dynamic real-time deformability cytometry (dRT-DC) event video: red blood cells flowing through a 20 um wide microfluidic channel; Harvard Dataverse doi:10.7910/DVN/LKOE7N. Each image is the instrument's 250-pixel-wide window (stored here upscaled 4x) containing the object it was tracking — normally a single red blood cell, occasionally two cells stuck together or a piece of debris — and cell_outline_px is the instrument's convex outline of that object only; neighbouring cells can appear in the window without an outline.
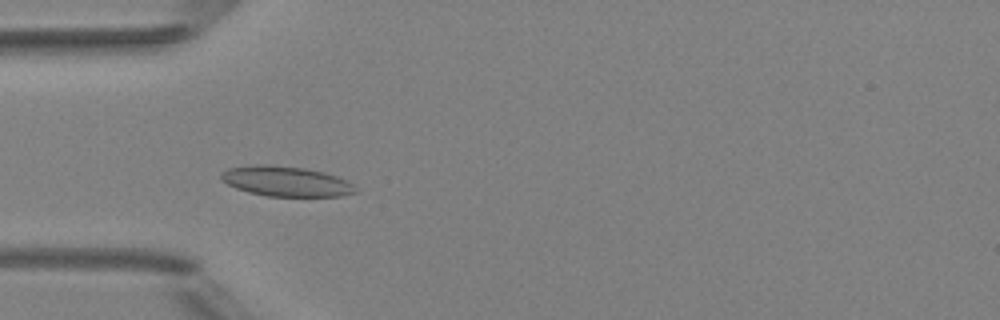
{"species": "Egyptian fruit bat (a non-hibernating species)", "species_latin": "Rousettus aegyptiacus", "temperature_condition": "room temperature", "stored_images_in_passage": 5, "camera_frame_rate_fps": 3000, "um_per_image_px": 0.085, "animal": {"sex": "female"}, "frame": {"image": 1, "passage_image": 5, "time_ms": 4.667, "image_size_px": [1000, 320], "cell_outline_px": [[360, 192], [340, 196], [268, 196], [248, 192], [236, 188], [228, 184], [220, 176], [220, 172], [228, 168], [256, 164], [272, 164], [304, 168], [324, 172], [336, 176], [352, 184]], "centroid_in_image_um": [24.31, 15.4], "position_along_channel_um": 60.7, "area_um2": 23.58}}